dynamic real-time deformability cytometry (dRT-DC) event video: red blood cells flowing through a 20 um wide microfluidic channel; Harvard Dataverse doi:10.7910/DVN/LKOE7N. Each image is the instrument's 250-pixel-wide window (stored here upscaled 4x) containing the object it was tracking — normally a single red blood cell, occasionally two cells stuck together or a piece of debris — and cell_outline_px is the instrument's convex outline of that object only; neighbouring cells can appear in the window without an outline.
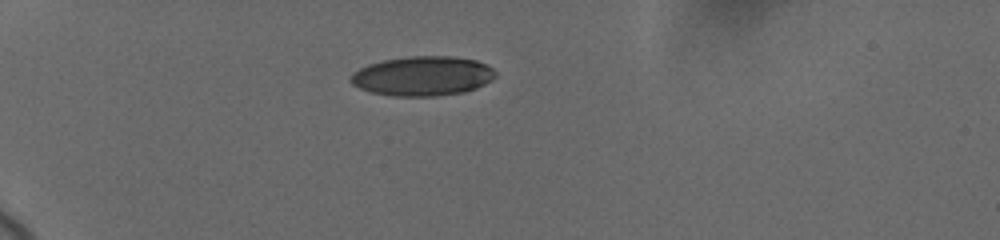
{"species": "human", "species_latin": "Homo sapiens", "temperature_condition": "cold", "stored_images_in_passage": 52, "camera_frame_rate_fps": 3000, "um_per_image_px": 0.085, "donor": {"sex": "female"}, "frame": {"image": 1, "passage_image": 1, "time_ms": 0.0, "image_size_px": [1000, 240], "cell_outline_px": [[496, 76], [492, 80], [476, 88], [464, 92], [436, 96], [392, 96], [372, 92], [360, 88], [352, 84], [348, 80], [352, 72], [368, 64], [384, 60], [408, 56], [452, 56], [476, 60], [488, 64], [496, 72]], "centroid_in_image_um": [35.92, 6.46], "position_along_channel_um": 49.1, "area_um2": 33.58}}
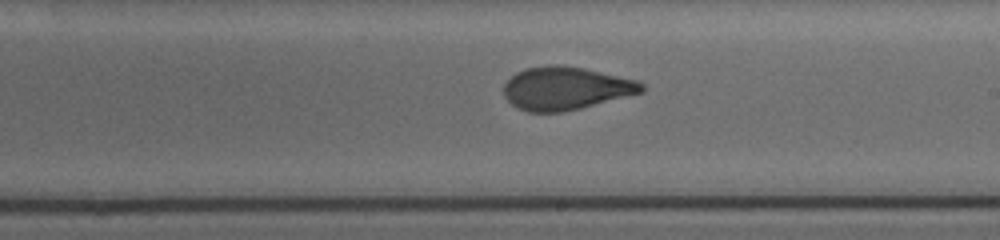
{"frame": {"image": 2, "passage_image": 25, "time_ms": 6.333, "image_size_px": [1000, 240], "cell_outline_px": [[644, 92], [580, 108], [560, 112], [528, 112], [516, 108], [504, 96], [504, 84], [516, 72], [528, 68], [552, 64], [584, 68], [636, 80], [644, 84]], "centroid_in_image_um": [48.08, 7.51], "position_along_channel_um": 240.9, "area_um2": 34.33}}
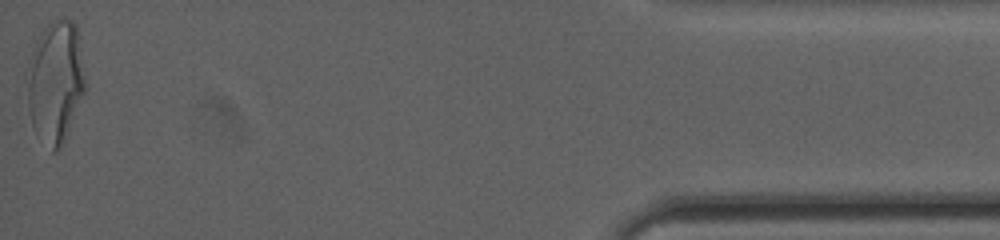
{"frame": {"image": 3, "passage_image": 52, "time_ms": 13.333, "image_size_px": [1000, 240], "cell_outline_px": [[84, 92], [68, 136], [60, 148], [52, 152], [36, 136], [32, 124], [28, 104], [28, 60], [32, 48], [44, 28], [48, 24], [60, 20], [72, 20], [76, 24], [84, 80]], "centroid_in_image_um": [4.69, 7.03], "position_along_channel_um": 430.5, "area_um2": 40.86}, "authors_computed_cell_mechanics": {"area_um2": 35.1424, "velocity_mm_per_s": 3.6921, "shape_relaxation_time_tau1_ms": 5.0649, "shape_relaxation_time_tau2_ms": 1.0153, "deformation_change_tau1": 0.1787, "deformation_change_tau2": 0.0685}}